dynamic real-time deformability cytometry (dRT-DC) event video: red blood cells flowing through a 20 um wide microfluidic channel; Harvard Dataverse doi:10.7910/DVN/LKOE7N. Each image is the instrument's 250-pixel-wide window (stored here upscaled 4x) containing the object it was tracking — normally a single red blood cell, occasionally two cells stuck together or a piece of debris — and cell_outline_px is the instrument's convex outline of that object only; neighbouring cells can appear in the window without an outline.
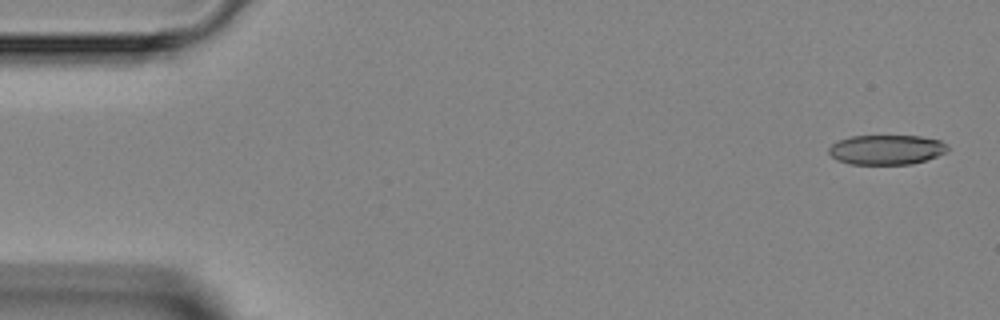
{"species": "Egyptian fruit bat (a non-hibernating species)", "species_latin": "Rousettus aegyptiacus", "temperature_condition": "room temperature", "stored_images_in_passage": 5, "camera_frame_rate_fps": 3000, "um_per_image_px": 0.085, "animal": {"sex": "female"}, "frame": {"image": 1, "passage_image": 1, "time_ms": 0.0, "image_size_px": [1000, 320], "cell_outline_px": [[948, 152], [912, 164], [848, 164], [836, 160], [828, 152], [828, 148], [836, 140], [852, 136], [920, 136], [940, 140], [948, 148]], "centroid_in_image_um": [75.3, 12.72], "position_along_channel_um": 9.7, "area_um2": 20.63}}
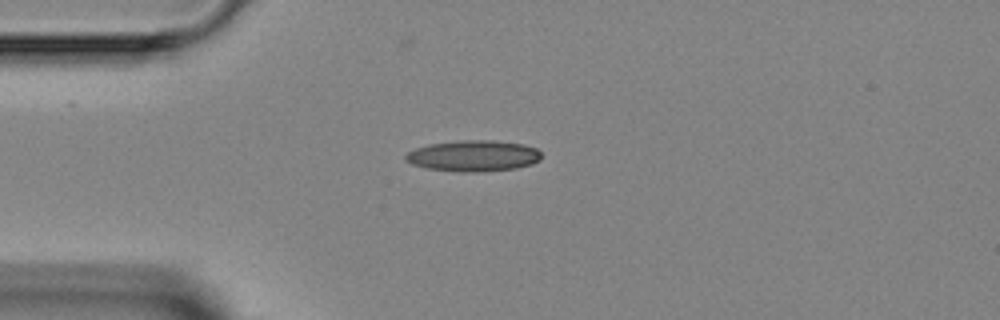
{"frame": {"image": 2, "passage_image": 4, "time_ms": 3.333, "image_size_px": [1000, 320], "cell_outline_px": [[540, 160], [532, 164], [516, 168], [476, 172], [460, 172], [428, 168], [412, 164], [404, 160], [404, 156], [408, 152], [416, 148], [428, 144], [460, 140], [496, 140], [524, 144], [536, 148], [540, 152]], "centroid_in_image_um": [40.24, 13.24], "position_along_channel_um": 44.8, "area_um2": 24.68}}